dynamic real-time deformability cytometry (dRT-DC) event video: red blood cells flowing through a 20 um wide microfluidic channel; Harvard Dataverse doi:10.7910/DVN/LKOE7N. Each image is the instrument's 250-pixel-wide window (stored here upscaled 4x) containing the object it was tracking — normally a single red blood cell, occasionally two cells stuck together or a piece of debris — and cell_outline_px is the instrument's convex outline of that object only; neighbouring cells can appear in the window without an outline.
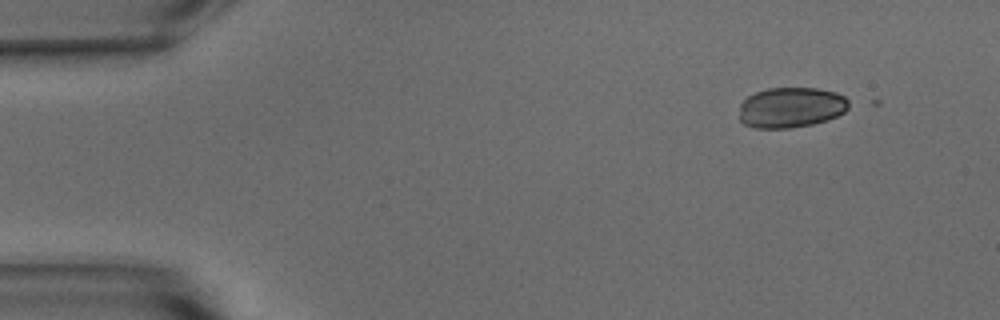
{"species": "common noctule bat (a hibernating species)", "species_latin": "Nyctalus noctula", "temperature_condition": "warm", "stored_images_in_passage": 2, "camera_frame_rate_fps": 3000, "um_per_image_px": 0.085, "animal": {"sex": "male", "body_mass_g": 15.6}, "frame": {"image": 1, "passage_image": 1, "time_ms": 0.0, "image_size_px": [1000, 320], "cell_outline_px": [[848, 108], [844, 112], [828, 120], [812, 124], [788, 128], [756, 128], [744, 124], [740, 120], [740, 104], [748, 96], [756, 92], [768, 88], [816, 88], [836, 92], [844, 96], [848, 100]], "centroid_in_image_um": [67.23, 9.13], "position_along_channel_um": 17.8, "area_um2": 25.78}}